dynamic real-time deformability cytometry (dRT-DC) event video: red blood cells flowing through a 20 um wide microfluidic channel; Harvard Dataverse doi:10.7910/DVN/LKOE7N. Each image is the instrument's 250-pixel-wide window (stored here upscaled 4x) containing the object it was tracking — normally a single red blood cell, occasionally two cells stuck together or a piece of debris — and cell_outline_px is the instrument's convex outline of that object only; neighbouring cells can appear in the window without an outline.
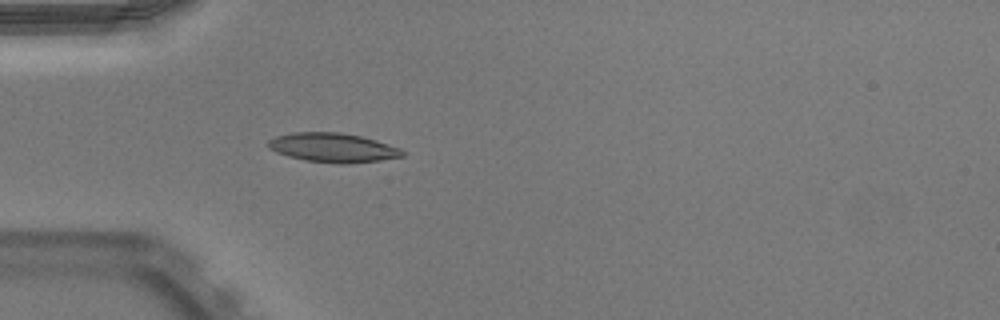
{"species": "Egyptian fruit bat (a non-hibernating species)", "species_latin": "Rousettus aegyptiacus", "temperature_condition": "warm", "stored_images_in_passage": 36, "camera_frame_rate_fps": 3000, "um_per_image_px": 0.085, "animal": {"sex": "male"}, "frame": {"image": 1, "passage_image": 1, "time_ms": 0.0, "image_size_px": [1000, 320], "cell_outline_px": [[404, 156], [380, 160], [348, 164], [340, 164], [304, 160], [288, 156], [276, 152], [268, 148], [268, 140], [276, 136], [292, 132], [340, 132], [360, 136], [376, 140], [400, 148], [404, 152]], "centroid_in_image_um": [28.28, 12.55], "position_along_channel_um": 56.7, "area_um2": 22.89}}
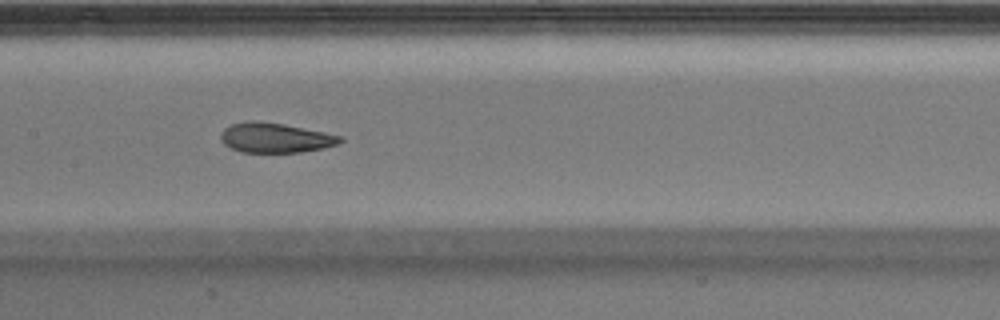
{"frame": {"image": 2, "passage_image": 11, "time_ms": 3.333, "image_size_px": [1000, 320], "cell_outline_px": [[344, 140], [340, 144], [324, 148], [300, 152], [240, 152], [224, 144], [220, 140], [220, 132], [224, 128], [232, 124], [248, 120], [252, 120], [284, 124], [344, 136]], "centroid_in_image_um": [23.41, 11.71], "position_along_channel_um": 184.0, "area_um2": 20.92}, "authors_computed_cell_mechanics": {"area_um2": 22.0218, "velocity_mm_per_s": 3.9659, "shape_relaxation_time_tau1_ms": 8.0785, "shape_relaxation_time_tau2_ms": 1.6358, "deformation_change_tau1": 0.2226, "deformation_change_tau2": 0.0788}}